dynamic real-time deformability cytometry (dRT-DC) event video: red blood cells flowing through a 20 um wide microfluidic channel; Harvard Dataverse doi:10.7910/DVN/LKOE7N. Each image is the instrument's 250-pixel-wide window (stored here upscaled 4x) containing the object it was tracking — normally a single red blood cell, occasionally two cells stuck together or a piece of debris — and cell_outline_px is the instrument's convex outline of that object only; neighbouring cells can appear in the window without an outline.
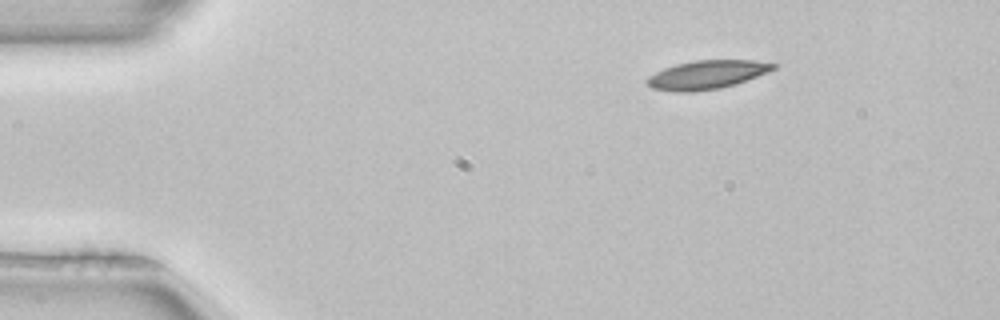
{"species": "common noctule bat (a hibernating species)", "species_latin": "Nyctalus noctula", "temperature_condition": "room temperature", "stored_images_in_passage": 45, "camera_frame_rate_fps": 3000, "um_per_image_px": 0.085, "animal": {"sex": "female", "body_mass_g": 22.7, "forearm_length_mm": 54.2}, "frame": {"image": 1, "passage_image": 1, "time_ms": 0.0, "image_size_px": [1000, 320], "cell_outline_px": [[776, 68], [768, 72], [736, 84], [720, 88], [692, 92], [676, 92], [652, 88], [648, 84], [648, 76], [664, 68], [676, 64], [696, 60], [752, 60], [776, 64]], "centroid_in_image_um": [60.09, 6.35], "position_along_channel_um": 24.9, "area_um2": 20.92}}
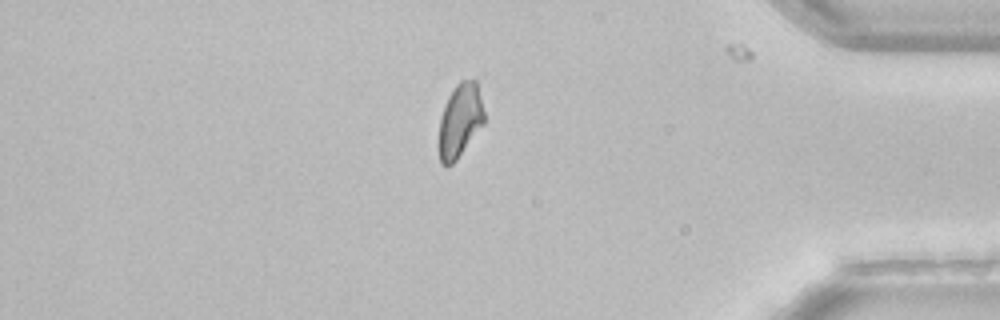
{"frame": {"image": 2, "passage_image": 37, "time_ms": 12.0, "image_size_px": [1000, 320], "cell_outline_px": [[484, 124], [456, 160], [448, 168], [444, 168], [440, 164], [440, 116], [444, 104], [448, 96], [456, 84], [460, 80], [476, 80], [484, 112]], "centroid_in_image_um": [39.09, 10.26], "position_along_channel_um": 396.1, "area_um2": 19.42}}
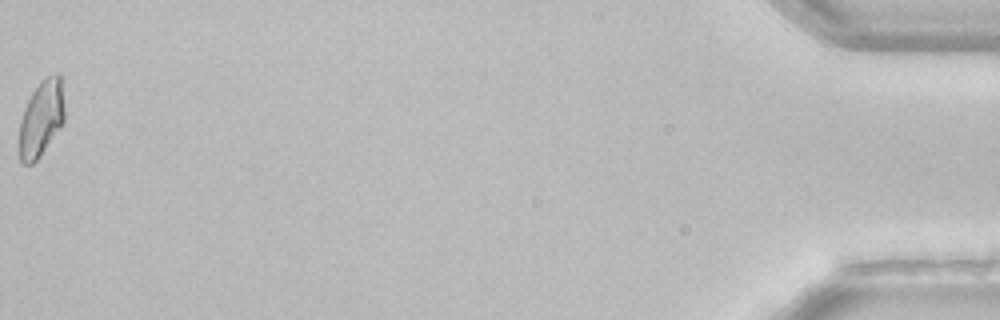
{"frame": {"image": 3, "passage_image": 45, "time_ms": 14.667, "image_size_px": [1000, 320], "cell_outline_px": [[64, 120], [40, 156], [32, 164], [24, 164], [20, 160], [20, 120], [24, 108], [32, 92], [40, 80], [44, 76], [56, 72], [60, 72], [64, 108]], "centroid_in_image_um": [3.51, 10.0], "position_along_channel_um": 431.7, "area_um2": 19.94}}